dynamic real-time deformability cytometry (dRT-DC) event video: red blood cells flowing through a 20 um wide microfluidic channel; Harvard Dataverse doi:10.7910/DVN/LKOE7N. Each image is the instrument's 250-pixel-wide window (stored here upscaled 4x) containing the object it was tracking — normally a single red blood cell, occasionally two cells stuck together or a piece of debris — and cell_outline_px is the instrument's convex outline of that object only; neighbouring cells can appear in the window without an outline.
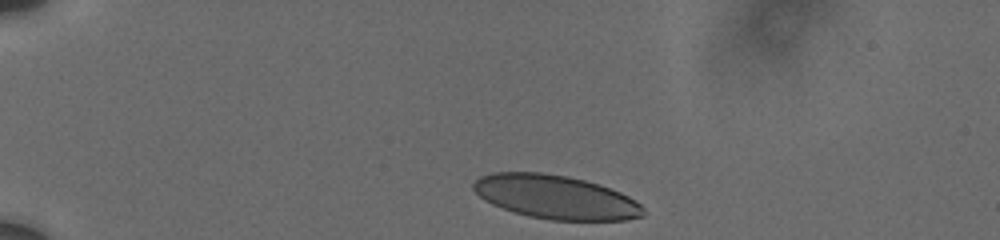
{"species": "human", "species_latin": "Homo sapiens", "temperature_condition": "cold", "stored_images_in_passage": 50, "camera_frame_rate_fps": 3000, "um_per_image_px": 0.085, "donor": {"sex": "male"}, "frame": {"image": 1, "passage_image": 1, "time_ms": 0.0, "image_size_px": [1000, 240], "cell_outline_px": [[644, 216], [628, 220], [552, 220], [528, 216], [492, 204], [484, 200], [472, 188], [472, 184], [480, 176], [492, 172], [540, 172], [568, 176], [600, 184], [620, 192], [628, 196], [640, 204], [644, 208]], "centroid_in_image_um": [47.24, 16.74], "position_along_channel_um": 37.8, "area_um2": 43.29}}
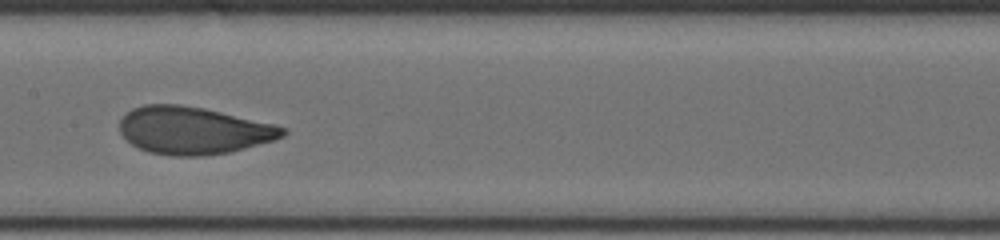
{"frame": {"image": 2, "passage_image": 33, "time_ms": 6.0, "image_size_px": [1000, 240], "cell_outline_px": [[288, 132], [284, 136], [276, 140], [228, 152], [204, 156], [172, 156], [148, 152], [132, 144], [120, 132], [120, 120], [132, 108], [144, 104], [180, 104], [204, 108], [272, 124], [288, 128]], "centroid_in_image_um": [16.44, 11.09], "position_along_channel_um": 191.0, "area_um2": 44.97}}
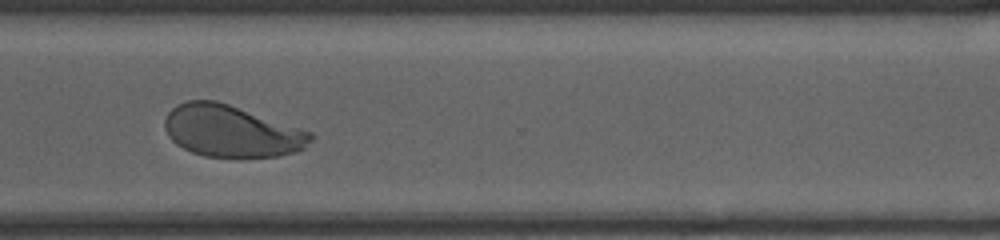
{"frame": {"image": 3, "passage_image": 49, "time_ms": 10.333, "image_size_px": [1000, 240], "cell_outline_px": [[312, 140], [304, 148], [296, 152], [280, 156], [240, 160], [204, 156], [192, 152], [176, 144], [168, 136], [164, 128], [164, 120], [168, 112], [176, 104], [188, 100], [216, 100], [312, 132]], "centroid_in_image_um": [19.66, 11.19], "position_along_channel_um": 350.9, "area_um2": 44.8}}